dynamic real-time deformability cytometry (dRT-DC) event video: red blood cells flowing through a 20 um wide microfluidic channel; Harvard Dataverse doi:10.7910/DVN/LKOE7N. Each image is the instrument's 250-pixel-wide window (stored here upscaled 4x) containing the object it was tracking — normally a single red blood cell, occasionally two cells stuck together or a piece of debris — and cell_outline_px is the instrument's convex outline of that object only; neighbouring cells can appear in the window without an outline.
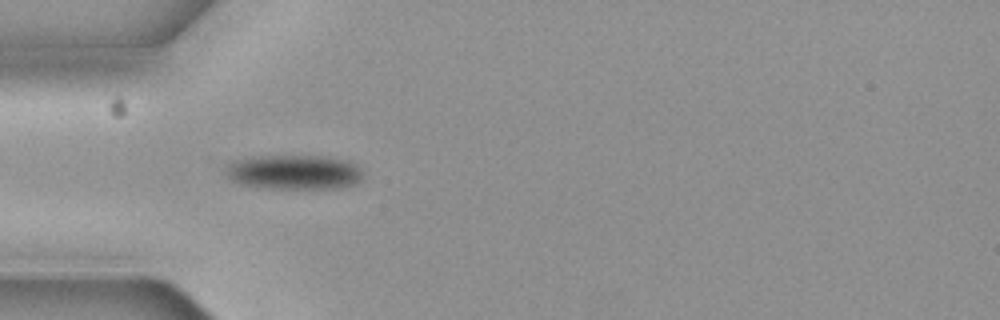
{"species": "common noctule bat (a hibernating species)", "species_latin": "Nyctalus noctula", "temperature_condition": "cold", "stored_images_in_passage": 5, "camera_frame_rate_fps": 3000, "um_per_image_px": 0.085, "animal": {"sex": "female", "body_mass_g": 19.3, "forearm_length_mm": 54.1}, "frame": {"image": 1, "passage_image": 4, "time_ms": 1.0, "image_size_px": [1000, 320], "cell_outline_px": [[364, 176], [356, 184], [340, 188], [264, 188], [240, 184], [232, 180], [224, 172], [224, 164], [228, 160], [252, 156], [320, 156], [348, 160], [364, 168]], "centroid_in_image_um": [24.97, 14.62], "position_along_channel_um": 60.0, "area_um2": 28.44}}
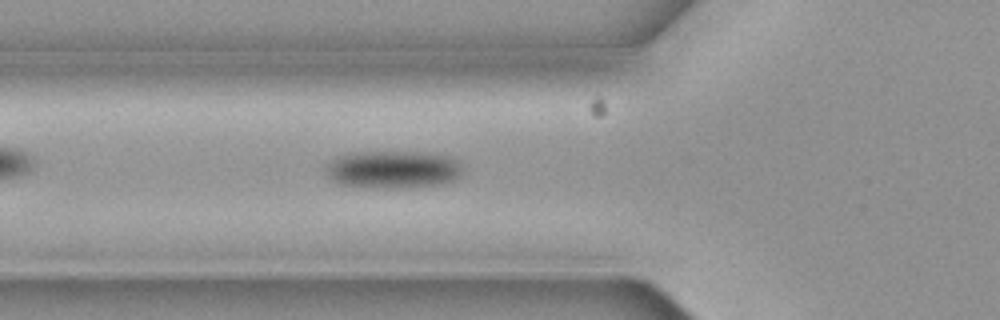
{"frame": {"image": 2, "passage_image": 5, "time_ms": 1.333, "image_size_px": [1000, 320], "cell_outline_px": [[464, 172], [460, 176], [444, 184], [400, 188], [372, 188], [336, 184], [328, 176], [324, 168], [324, 164], [336, 156], [348, 152], [424, 152], [452, 156], [464, 168]], "centroid_in_image_um": [33.37, 14.4], "position_along_channel_um": 92.4, "area_um2": 30.87}}